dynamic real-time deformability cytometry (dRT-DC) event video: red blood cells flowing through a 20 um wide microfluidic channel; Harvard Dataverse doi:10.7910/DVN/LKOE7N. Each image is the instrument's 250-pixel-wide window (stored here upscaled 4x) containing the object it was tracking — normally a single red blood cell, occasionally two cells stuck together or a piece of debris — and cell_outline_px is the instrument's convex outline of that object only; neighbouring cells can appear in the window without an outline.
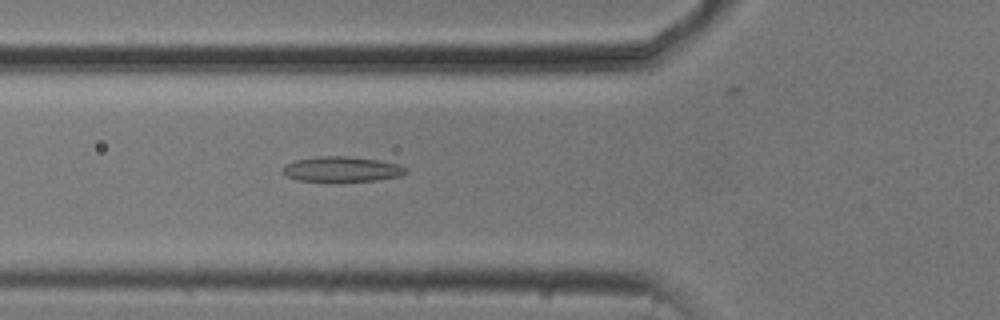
{"species": "common noctule bat (a hibernating species)", "species_latin": "Nyctalus noctula", "temperature_condition": "cold", "stored_images_in_passage": 18, "camera_frame_rate_fps": 3000, "um_per_image_px": 0.085, "animal": {"sex": "male", "body_mass_g": 20.5, "forearm_length_mm": 52.5}, "frame": {"image": 1, "passage_image": 11, "time_ms": 3.333, "image_size_px": [1000, 320], "cell_outline_px": [[408, 172], [400, 176], [376, 180], [296, 180], [288, 176], [284, 172], [284, 164], [296, 160], [316, 156], [348, 156], [380, 160], [400, 164], [408, 168]], "centroid_in_image_um": [29.12, 14.35], "position_along_channel_um": 96.7, "area_um2": 17.8}}
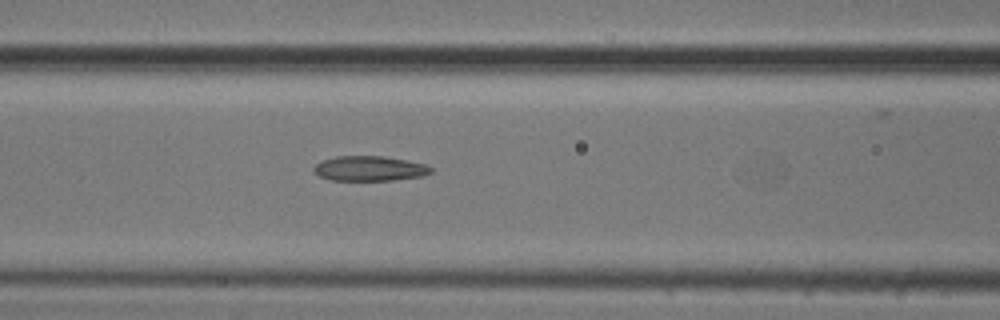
{"frame": {"image": 2, "passage_image": 14, "time_ms": 4.333, "image_size_px": [1000, 320], "cell_outline_px": [[432, 172], [424, 176], [392, 180], [332, 180], [320, 176], [312, 168], [320, 160], [336, 156], [384, 156], [408, 160], [428, 164], [432, 168]], "centroid_in_image_um": [31.45, 14.31], "position_along_channel_um": 135.2, "area_um2": 17.17}}
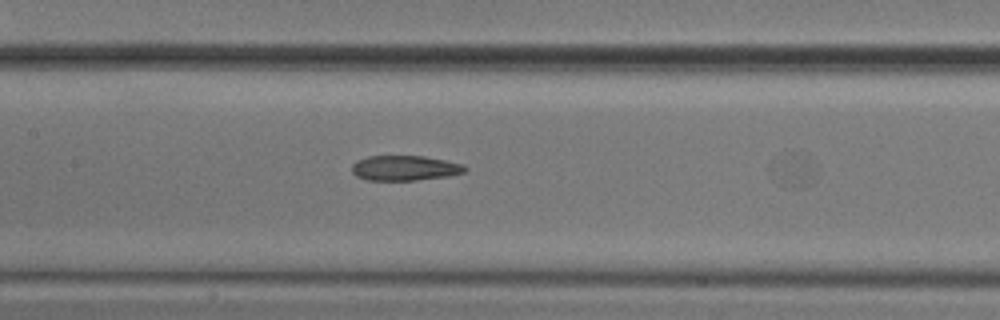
{"frame": {"image": 3, "passage_image": 17, "time_ms": 5.333, "image_size_px": [1000, 320], "cell_outline_px": [[468, 168], [464, 172], [448, 176], [416, 180], [368, 180], [356, 176], [352, 172], [352, 164], [356, 160], [368, 156], [424, 156], [464, 164]], "centroid_in_image_um": [34.4, 14.28], "position_along_channel_um": 173.0, "area_um2": 16.53}}